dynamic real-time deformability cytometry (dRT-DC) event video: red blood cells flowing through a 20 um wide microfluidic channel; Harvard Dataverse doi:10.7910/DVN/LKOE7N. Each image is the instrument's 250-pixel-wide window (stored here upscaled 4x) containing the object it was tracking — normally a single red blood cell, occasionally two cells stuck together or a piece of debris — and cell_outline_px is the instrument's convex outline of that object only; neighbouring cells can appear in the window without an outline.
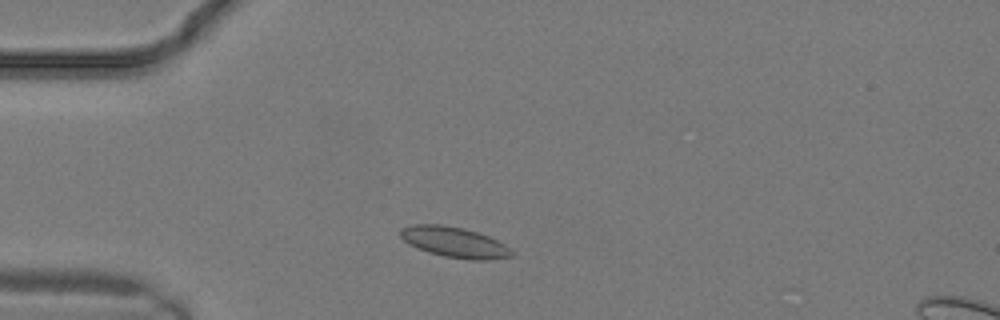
{"species": "common noctule bat (a hibernating species)", "species_latin": "Nyctalus noctula", "temperature_condition": "warm", "stored_images_in_passage": 8, "camera_frame_rate_fps": 3000, "um_per_image_px": 0.085, "animal": {"sex": "male", "body_mass_g": 19.2, "forearm_length_mm": 51.8}, "frame": {"image": 1, "passage_image": 2, "time_ms": 0.333, "image_size_px": [1000, 320], "cell_outline_px": [[516, 252], [512, 256], [484, 260], [472, 260], [444, 256], [428, 252], [416, 248], [404, 240], [400, 236], [400, 228], [412, 224], [440, 224], [464, 228], [488, 236], [512, 248]], "centroid_in_image_um": [38.63, 20.58], "position_along_channel_um": 46.4, "area_um2": 19.83}}
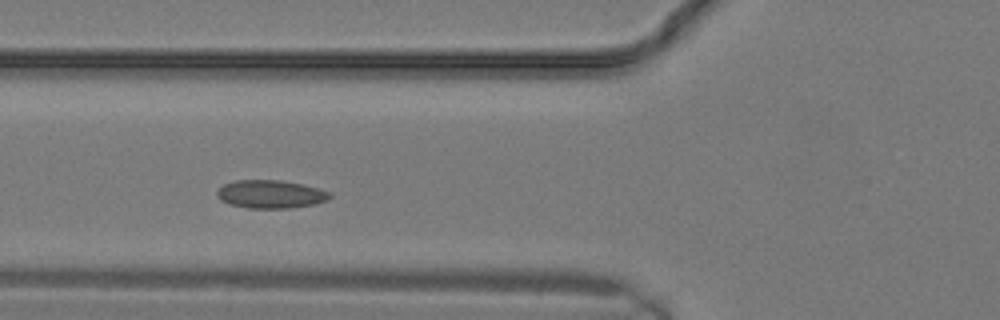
{"frame": {"image": 2, "passage_image": 5, "time_ms": 1.333, "image_size_px": [1000, 320], "cell_outline_px": [[332, 196], [328, 200], [316, 204], [292, 208], [248, 208], [232, 204], [220, 200], [216, 196], [216, 192], [224, 184], [236, 180], [280, 180], [300, 184], [332, 192]], "centroid_in_image_um": [23.02, 16.51], "position_along_channel_um": 102.8, "area_um2": 18.5}}
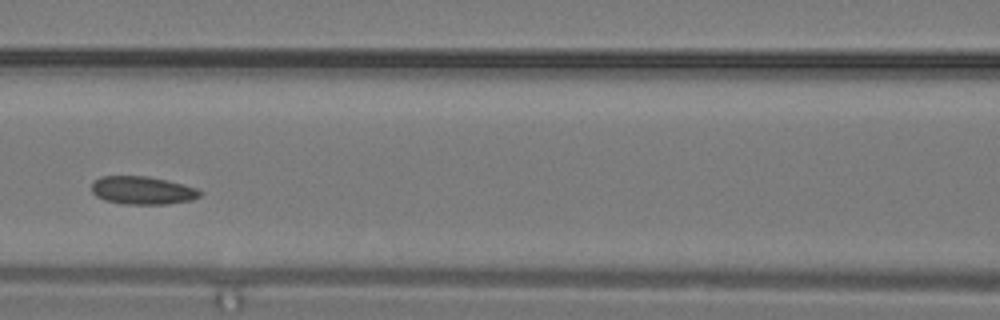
{"frame": {"image": 3, "passage_image": 7, "time_ms": 2.0, "image_size_px": [1000, 320], "cell_outline_px": [[200, 196], [192, 200], [168, 204], [124, 204], [104, 200], [96, 196], [92, 192], [92, 184], [100, 176], [148, 176], [168, 180], [196, 188], [200, 192]], "centroid_in_image_um": [12.1, 16.18], "position_along_channel_um": 154.5, "area_um2": 17.69}}